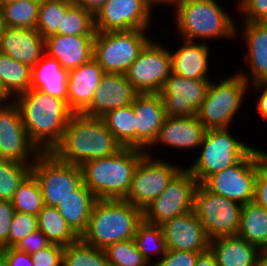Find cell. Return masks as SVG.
<instances>
[{
	"label": "cell",
	"instance_id": "f546056e",
	"mask_svg": "<svg viewBox=\"0 0 267 266\" xmlns=\"http://www.w3.org/2000/svg\"><path fill=\"white\" fill-rule=\"evenodd\" d=\"M237 235L261 251H267V210L254 201L244 204Z\"/></svg>",
	"mask_w": 267,
	"mask_h": 266
},
{
	"label": "cell",
	"instance_id": "e0dca14e",
	"mask_svg": "<svg viewBox=\"0 0 267 266\" xmlns=\"http://www.w3.org/2000/svg\"><path fill=\"white\" fill-rule=\"evenodd\" d=\"M152 13L145 0H107L94 16L95 31L150 30Z\"/></svg>",
	"mask_w": 267,
	"mask_h": 266
},
{
	"label": "cell",
	"instance_id": "9c48e42d",
	"mask_svg": "<svg viewBox=\"0 0 267 266\" xmlns=\"http://www.w3.org/2000/svg\"><path fill=\"white\" fill-rule=\"evenodd\" d=\"M31 173L47 206L57 207L83 183L81 167L61 161L52 152H41L31 165Z\"/></svg>",
	"mask_w": 267,
	"mask_h": 266
},
{
	"label": "cell",
	"instance_id": "2e32d148",
	"mask_svg": "<svg viewBox=\"0 0 267 266\" xmlns=\"http://www.w3.org/2000/svg\"><path fill=\"white\" fill-rule=\"evenodd\" d=\"M211 79H187L171 73L159 92L166 117L197 115Z\"/></svg>",
	"mask_w": 267,
	"mask_h": 266
},
{
	"label": "cell",
	"instance_id": "7402d4cb",
	"mask_svg": "<svg viewBox=\"0 0 267 266\" xmlns=\"http://www.w3.org/2000/svg\"><path fill=\"white\" fill-rule=\"evenodd\" d=\"M95 35L52 34L45 38V54L70 71L93 58Z\"/></svg>",
	"mask_w": 267,
	"mask_h": 266
},
{
	"label": "cell",
	"instance_id": "e575fe53",
	"mask_svg": "<svg viewBox=\"0 0 267 266\" xmlns=\"http://www.w3.org/2000/svg\"><path fill=\"white\" fill-rule=\"evenodd\" d=\"M134 241L150 265H154L151 257L155 258L154 256L161 254L162 258L166 254L167 247L161 225L142 221L137 227Z\"/></svg>",
	"mask_w": 267,
	"mask_h": 266
},
{
	"label": "cell",
	"instance_id": "ba28073f",
	"mask_svg": "<svg viewBox=\"0 0 267 266\" xmlns=\"http://www.w3.org/2000/svg\"><path fill=\"white\" fill-rule=\"evenodd\" d=\"M149 30L96 32L93 58L105 73L126 74L140 52L151 41Z\"/></svg>",
	"mask_w": 267,
	"mask_h": 266
},
{
	"label": "cell",
	"instance_id": "4316f807",
	"mask_svg": "<svg viewBox=\"0 0 267 266\" xmlns=\"http://www.w3.org/2000/svg\"><path fill=\"white\" fill-rule=\"evenodd\" d=\"M209 249L218 266H254L262 252L238 235L214 238L210 240Z\"/></svg>",
	"mask_w": 267,
	"mask_h": 266
},
{
	"label": "cell",
	"instance_id": "9f6ffc18",
	"mask_svg": "<svg viewBox=\"0 0 267 266\" xmlns=\"http://www.w3.org/2000/svg\"><path fill=\"white\" fill-rule=\"evenodd\" d=\"M254 266H267V251H262L257 256Z\"/></svg>",
	"mask_w": 267,
	"mask_h": 266
},
{
	"label": "cell",
	"instance_id": "52a82bcc",
	"mask_svg": "<svg viewBox=\"0 0 267 266\" xmlns=\"http://www.w3.org/2000/svg\"><path fill=\"white\" fill-rule=\"evenodd\" d=\"M211 81L206 97L197 111L199 121L206 129L229 128L240 112L250 84L238 73Z\"/></svg>",
	"mask_w": 267,
	"mask_h": 266
},
{
	"label": "cell",
	"instance_id": "bcb514c9",
	"mask_svg": "<svg viewBox=\"0 0 267 266\" xmlns=\"http://www.w3.org/2000/svg\"><path fill=\"white\" fill-rule=\"evenodd\" d=\"M63 250V246L50 243L46 248L31 254L30 257L34 266H62Z\"/></svg>",
	"mask_w": 267,
	"mask_h": 266
},
{
	"label": "cell",
	"instance_id": "8fae6325",
	"mask_svg": "<svg viewBox=\"0 0 267 266\" xmlns=\"http://www.w3.org/2000/svg\"><path fill=\"white\" fill-rule=\"evenodd\" d=\"M145 154L132 176L128 194L124 200L142 210L168 187L173 178L184 168L161 158Z\"/></svg>",
	"mask_w": 267,
	"mask_h": 266
},
{
	"label": "cell",
	"instance_id": "836d02e7",
	"mask_svg": "<svg viewBox=\"0 0 267 266\" xmlns=\"http://www.w3.org/2000/svg\"><path fill=\"white\" fill-rule=\"evenodd\" d=\"M41 0H18L0 3L4 25L13 28L35 29Z\"/></svg>",
	"mask_w": 267,
	"mask_h": 266
},
{
	"label": "cell",
	"instance_id": "9a60e30c",
	"mask_svg": "<svg viewBox=\"0 0 267 266\" xmlns=\"http://www.w3.org/2000/svg\"><path fill=\"white\" fill-rule=\"evenodd\" d=\"M40 153L28 137L17 104L12 100L0 106V159L31 166Z\"/></svg>",
	"mask_w": 267,
	"mask_h": 266
},
{
	"label": "cell",
	"instance_id": "ac0fdd59",
	"mask_svg": "<svg viewBox=\"0 0 267 266\" xmlns=\"http://www.w3.org/2000/svg\"><path fill=\"white\" fill-rule=\"evenodd\" d=\"M161 227L168 250L188 252L209 250L210 239L193 211L176 216L164 222Z\"/></svg>",
	"mask_w": 267,
	"mask_h": 266
},
{
	"label": "cell",
	"instance_id": "f1b7e54d",
	"mask_svg": "<svg viewBox=\"0 0 267 266\" xmlns=\"http://www.w3.org/2000/svg\"><path fill=\"white\" fill-rule=\"evenodd\" d=\"M96 200L94 194L82 183L57 206L67 224L79 237L87 228Z\"/></svg>",
	"mask_w": 267,
	"mask_h": 266
},
{
	"label": "cell",
	"instance_id": "db71d44e",
	"mask_svg": "<svg viewBox=\"0 0 267 266\" xmlns=\"http://www.w3.org/2000/svg\"><path fill=\"white\" fill-rule=\"evenodd\" d=\"M147 5L153 10L154 6H156L157 4L158 5H171V7H176L177 3L180 1V0H145Z\"/></svg>",
	"mask_w": 267,
	"mask_h": 266
},
{
	"label": "cell",
	"instance_id": "f6af8a7d",
	"mask_svg": "<svg viewBox=\"0 0 267 266\" xmlns=\"http://www.w3.org/2000/svg\"><path fill=\"white\" fill-rule=\"evenodd\" d=\"M203 252L168 250L162 258L154 259V266H195L198 256Z\"/></svg>",
	"mask_w": 267,
	"mask_h": 266
},
{
	"label": "cell",
	"instance_id": "8992f818",
	"mask_svg": "<svg viewBox=\"0 0 267 266\" xmlns=\"http://www.w3.org/2000/svg\"><path fill=\"white\" fill-rule=\"evenodd\" d=\"M229 128L207 129L197 159L185 167L199 184L209 176L233 166L254 147L235 138Z\"/></svg>",
	"mask_w": 267,
	"mask_h": 266
},
{
	"label": "cell",
	"instance_id": "91938a15",
	"mask_svg": "<svg viewBox=\"0 0 267 266\" xmlns=\"http://www.w3.org/2000/svg\"><path fill=\"white\" fill-rule=\"evenodd\" d=\"M12 1H18V0H0V3L12 2Z\"/></svg>",
	"mask_w": 267,
	"mask_h": 266
},
{
	"label": "cell",
	"instance_id": "603a6c76",
	"mask_svg": "<svg viewBox=\"0 0 267 266\" xmlns=\"http://www.w3.org/2000/svg\"><path fill=\"white\" fill-rule=\"evenodd\" d=\"M240 34L247 45L248 72L239 71L250 85L267 82V22L243 21ZM245 38V39H244Z\"/></svg>",
	"mask_w": 267,
	"mask_h": 266
},
{
	"label": "cell",
	"instance_id": "6f0895ef",
	"mask_svg": "<svg viewBox=\"0 0 267 266\" xmlns=\"http://www.w3.org/2000/svg\"><path fill=\"white\" fill-rule=\"evenodd\" d=\"M5 28V25H4V21H3V16H2V12L0 10V37L2 35V32H3V29Z\"/></svg>",
	"mask_w": 267,
	"mask_h": 266
},
{
	"label": "cell",
	"instance_id": "5bb4252c",
	"mask_svg": "<svg viewBox=\"0 0 267 266\" xmlns=\"http://www.w3.org/2000/svg\"><path fill=\"white\" fill-rule=\"evenodd\" d=\"M151 40L126 72L127 80L139 93H159L172 73L170 49Z\"/></svg>",
	"mask_w": 267,
	"mask_h": 266
},
{
	"label": "cell",
	"instance_id": "6da1fadb",
	"mask_svg": "<svg viewBox=\"0 0 267 266\" xmlns=\"http://www.w3.org/2000/svg\"><path fill=\"white\" fill-rule=\"evenodd\" d=\"M13 101L32 143L40 152H52L60 143L73 114L66 101L34 88L16 96Z\"/></svg>",
	"mask_w": 267,
	"mask_h": 266
},
{
	"label": "cell",
	"instance_id": "7bdbcfd3",
	"mask_svg": "<svg viewBox=\"0 0 267 266\" xmlns=\"http://www.w3.org/2000/svg\"><path fill=\"white\" fill-rule=\"evenodd\" d=\"M254 202L267 210V151L259 148Z\"/></svg>",
	"mask_w": 267,
	"mask_h": 266
},
{
	"label": "cell",
	"instance_id": "ee69618b",
	"mask_svg": "<svg viewBox=\"0 0 267 266\" xmlns=\"http://www.w3.org/2000/svg\"><path fill=\"white\" fill-rule=\"evenodd\" d=\"M237 9L242 21L267 22V0H239Z\"/></svg>",
	"mask_w": 267,
	"mask_h": 266
},
{
	"label": "cell",
	"instance_id": "484cf974",
	"mask_svg": "<svg viewBox=\"0 0 267 266\" xmlns=\"http://www.w3.org/2000/svg\"><path fill=\"white\" fill-rule=\"evenodd\" d=\"M181 46L170 51L172 73L187 79H210L209 60L210 47L208 43L183 40Z\"/></svg>",
	"mask_w": 267,
	"mask_h": 266
},
{
	"label": "cell",
	"instance_id": "30bf717a",
	"mask_svg": "<svg viewBox=\"0 0 267 266\" xmlns=\"http://www.w3.org/2000/svg\"><path fill=\"white\" fill-rule=\"evenodd\" d=\"M242 204L208 191L198 184L193 195L192 211L199 218L210 240L237 235Z\"/></svg>",
	"mask_w": 267,
	"mask_h": 266
},
{
	"label": "cell",
	"instance_id": "7a4b0ae2",
	"mask_svg": "<svg viewBox=\"0 0 267 266\" xmlns=\"http://www.w3.org/2000/svg\"><path fill=\"white\" fill-rule=\"evenodd\" d=\"M121 148L101 117L73 113L52 153L61 161L82 166L90 160L111 156Z\"/></svg>",
	"mask_w": 267,
	"mask_h": 266
},
{
	"label": "cell",
	"instance_id": "83f0119b",
	"mask_svg": "<svg viewBox=\"0 0 267 266\" xmlns=\"http://www.w3.org/2000/svg\"><path fill=\"white\" fill-rule=\"evenodd\" d=\"M69 71L62 68L58 60L44 54L32 68L31 88L61 98L67 103V81Z\"/></svg>",
	"mask_w": 267,
	"mask_h": 266
},
{
	"label": "cell",
	"instance_id": "c3c4849f",
	"mask_svg": "<svg viewBox=\"0 0 267 266\" xmlns=\"http://www.w3.org/2000/svg\"><path fill=\"white\" fill-rule=\"evenodd\" d=\"M14 214L11 201L0 200V249L8 247V236Z\"/></svg>",
	"mask_w": 267,
	"mask_h": 266
},
{
	"label": "cell",
	"instance_id": "7dc6e473",
	"mask_svg": "<svg viewBox=\"0 0 267 266\" xmlns=\"http://www.w3.org/2000/svg\"><path fill=\"white\" fill-rule=\"evenodd\" d=\"M49 244L50 242L46 236L40 230H36L15 243L12 248L31 255L40 249L46 248Z\"/></svg>",
	"mask_w": 267,
	"mask_h": 266
},
{
	"label": "cell",
	"instance_id": "f35d334b",
	"mask_svg": "<svg viewBox=\"0 0 267 266\" xmlns=\"http://www.w3.org/2000/svg\"><path fill=\"white\" fill-rule=\"evenodd\" d=\"M30 173L29 164L0 159V200L11 201L17 188Z\"/></svg>",
	"mask_w": 267,
	"mask_h": 266
},
{
	"label": "cell",
	"instance_id": "d590c367",
	"mask_svg": "<svg viewBox=\"0 0 267 266\" xmlns=\"http://www.w3.org/2000/svg\"><path fill=\"white\" fill-rule=\"evenodd\" d=\"M62 266H109L104 249L93 247L80 238L63 250Z\"/></svg>",
	"mask_w": 267,
	"mask_h": 266
},
{
	"label": "cell",
	"instance_id": "b9f144b4",
	"mask_svg": "<svg viewBox=\"0 0 267 266\" xmlns=\"http://www.w3.org/2000/svg\"><path fill=\"white\" fill-rule=\"evenodd\" d=\"M36 230H38L36 215L15 211L10 225L8 247H12L15 243Z\"/></svg>",
	"mask_w": 267,
	"mask_h": 266
},
{
	"label": "cell",
	"instance_id": "ab89813d",
	"mask_svg": "<svg viewBox=\"0 0 267 266\" xmlns=\"http://www.w3.org/2000/svg\"><path fill=\"white\" fill-rule=\"evenodd\" d=\"M56 34L95 35L94 16L81 6L71 4L62 17L61 26Z\"/></svg>",
	"mask_w": 267,
	"mask_h": 266
},
{
	"label": "cell",
	"instance_id": "44dd1931",
	"mask_svg": "<svg viewBox=\"0 0 267 266\" xmlns=\"http://www.w3.org/2000/svg\"><path fill=\"white\" fill-rule=\"evenodd\" d=\"M207 129L199 121L197 115L190 117H166L158 136L146 154L152 152L155 145H168L174 149H198L203 142ZM152 147V148H151Z\"/></svg>",
	"mask_w": 267,
	"mask_h": 266
},
{
	"label": "cell",
	"instance_id": "74e56055",
	"mask_svg": "<svg viewBox=\"0 0 267 266\" xmlns=\"http://www.w3.org/2000/svg\"><path fill=\"white\" fill-rule=\"evenodd\" d=\"M71 0H41L38 9L36 31L46 38L58 32Z\"/></svg>",
	"mask_w": 267,
	"mask_h": 266
},
{
	"label": "cell",
	"instance_id": "ffe728a7",
	"mask_svg": "<svg viewBox=\"0 0 267 266\" xmlns=\"http://www.w3.org/2000/svg\"><path fill=\"white\" fill-rule=\"evenodd\" d=\"M135 112V148L146 152L156 140L166 118L159 93L138 94L132 104Z\"/></svg>",
	"mask_w": 267,
	"mask_h": 266
},
{
	"label": "cell",
	"instance_id": "8d00e7d4",
	"mask_svg": "<svg viewBox=\"0 0 267 266\" xmlns=\"http://www.w3.org/2000/svg\"><path fill=\"white\" fill-rule=\"evenodd\" d=\"M11 203L15 211L36 216L43 209L44 202L41 188L32 173L17 188Z\"/></svg>",
	"mask_w": 267,
	"mask_h": 266
},
{
	"label": "cell",
	"instance_id": "4fadbf2b",
	"mask_svg": "<svg viewBox=\"0 0 267 266\" xmlns=\"http://www.w3.org/2000/svg\"><path fill=\"white\" fill-rule=\"evenodd\" d=\"M198 182L184 167L168 187L143 210V221L162 225L164 222L192 211L193 195Z\"/></svg>",
	"mask_w": 267,
	"mask_h": 266
},
{
	"label": "cell",
	"instance_id": "1f68e13d",
	"mask_svg": "<svg viewBox=\"0 0 267 266\" xmlns=\"http://www.w3.org/2000/svg\"><path fill=\"white\" fill-rule=\"evenodd\" d=\"M0 82L14 99L31 88L32 68L0 52Z\"/></svg>",
	"mask_w": 267,
	"mask_h": 266
},
{
	"label": "cell",
	"instance_id": "cb8c5ba5",
	"mask_svg": "<svg viewBox=\"0 0 267 266\" xmlns=\"http://www.w3.org/2000/svg\"><path fill=\"white\" fill-rule=\"evenodd\" d=\"M0 52L33 68L45 54V38L36 29L5 26Z\"/></svg>",
	"mask_w": 267,
	"mask_h": 266
},
{
	"label": "cell",
	"instance_id": "681fc988",
	"mask_svg": "<svg viewBox=\"0 0 267 266\" xmlns=\"http://www.w3.org/2000/svg\"><path fill=\"white\" fill-rule=\"evenodd\" d=\"M4 259L6 261V266H34L29 254L21 251H16L12 247L0 249Z\"/></svg>",
	"mask_w": 267,
	"mask_h": 266
},
{
	"label": "cell",
	"instance_id": "f5cc1de1",
	"mask_svg": "<svg viewBox=\"0 0 267 266\" xmlns=\"http://www.w3.org/2000/svg\"><path fill=\"white\" fill-rule=\"evenodd\" d=\"M195 266H218L214 254L209 250L198 256Z\"/></svg>",
	"mask_w": 267,
	"mask_h": 266
},
{
	"label": "cell",
	"instance_id": "816d5d0a",
	"mask_svg": "<svg viewBox=\"0 0 267 266\" xmlns=\"http://www.w3.org/2000/svg\"><path fill=\"white\" fill-rule=\"evenodd\" d=\"M72 4L81 6L93 16L103 7L107 0H71Z\"/></svg>",
	"mask_w": 267,
	"mask_h": 266
},
{
	"label": "cell",
	"instance_id": "d6a6232c",
	"mask_svg": "<svg viewBox=\"0 0 267 266\" xmlns=\"http://www.w3.org/2000/svg\"><path fill=\"white\" fill-rule=\"evenodd\" d=\"M101 118L122 147L135 148L136 118L132 104L110 110Z\"/></svg>",
	"mask_w": 267,
	"mask_h": 266
},
{
	"label": "cell",
	"instance_id": "5b68a950",
	"mask_svg": "<svg viewBox=\"0 0 267 266\" xmlns=\"http://www.w3.org/2000/svg\"><path fill=\"white\" fill-rule=\"evenodd\" d=\"M175 10V24L181 40L208 43L210 39L230 40L238 36L236 21L217 0H180Z\"/></svg>",
	"mask_w": 267,
	"mask_h": 266
},
{
	"label": "cell",
	"instance_id": "3957f363",
	"mask_svg": "<svg viewBox=\"0 0 267 266\" xmlns=\"http://www.w3.org/2000/svg\"><path fill=\"white\" fill-rule=\"evenodd\" d=\"M142 221V209L124 199H97L80 239L105 249L112 243L134 239Z\"/></svg>",
	"mask_w": 267,
	"mask_h": 266
},
{
	"label": "cell",
	"instance_id": "680465c9",
	"mask_svg": "<svg viewBox=\"0 0 267 266\" xmlns=\"http://www.w3.org/2000/svg\"><path fill=\"white\" fill-rule=\"evenodd\" d=\"M0 266H6V261L1 251H0Z\"/></svg>",
	"mask_w": 267,
	"mask_h": 266
},
{
	"label": "cell",
	"instance_id": "d6986e66",
	"mask_svg": "<svg viewBox=\"0 0 267 266\" xmlns=\"http://www.w3.org/2000/svg\"><path fill=\"white\" fill-rule=\"evenodd\" d=\"M138 94L125 74L105 73L94 92L91 104L82 114L102 117L110 110L133 104Z\"/></svg>",
	"mask_w": 267,
	"mask_h": 266
},
{
	"label": "cell",
	"instance_id": "4dcf8cb0",
	"mask_svg": "<svg viewBox=\"0 0 267 266\" xmlns=\"http://www.w3.org/2000/svg\"><path fill=\"white\" fill-rule=\"evenodd\" d=\"M38 230H40L51 244L63 247L76 242L80 237L67 224L57 207L44 205L37 215Z\"/></svg>",
	"mask_w": 267,
	"mask_h": 266
},
{
	"label": "cell",
	"instance_id": "11a10c76",
	"mask_svg": "<svg viewBox=\"0 0 267 266\" xmlns=\"http://www.w3.org/2000/svg\"><path fill=\"white\" fill-rule=\"evenodd\" d=\"M9 98V99H8ZM13 99L7 94L5 89L3 88L1 82H0V106L5 105L9 102H11ZM8 101V102H6ZM6 102V103H5Z\"/></svg>",
	"mask_w": 267,
	"mask_h": 266
},
{
	"label": "cell",
	"instance_id": "7c38bea8",
	"mask_svg": "<svg viewBox=\"0 0 267 266\" xmlns=\"http://www.w3.org/2000/svg\"><path fill=\"white\" fill-rule=\"evenodd\" d=\"M258 174V148L231 167L209 176L202 185L210 192L242 205L253 202Z\"/></svg>",
	"mask_w": 267,
	"mask_h": 266
},
{
	"label": "cell",
	"instance_id": "d4e9b609",
	"mask_svg": "<svg viewBox=\"0 0 267 266\" xmlns=\"http://www.w3.org/2000/svg\"><path fill=\"white\" fill-rule=\"evenodd\" d=\"M104 74L103 68L94 58L69 71L67 106L73 113H82L91 104Z\"/></svg>",
	"mask_w": 267,
	"mask_h": 266
},
{
	"label": "cell",
	"instance_id": "60d3db41",
	"mask_svg": "<svg viewBox=\"0 0 267 266\" xmlns=\"http://www.w3.org/2000/svg\"><path fill=\"white\" fill-rule=\"evenodd\" d=\"M104 251L109 266H150L134 239L112 243Z\"/></svg>",
	"mask_w": 267,
	"mask_h": 266
},
{
	"label": "cell",
	"instance_id": "f907efd6",
	"mask_svg": "<svg viewBox=\"0 0 267 266\" xmlns=\"http://www.w3.org/2000/svg\"><path fill=\"white\" fill-rule=\"evenodd\" d=\"M250 88L256 92L260 93L258 95V100L256 101L257 103V112L260 113L259 115L262 117V119H267V82H259L255 84H251L249 86Z\"/></svg>",
	"mask_w": 267,
	"mask_h": 266
},
{
	"label": "cell",
	"instance_id": "277c9868",
	"mask_svg": "<svg viewBox=\"0 0 267 266\" xmlns=\"http://www.w3.org/2000/svg\"><path fill=\"white\" fill-rule=\"evenodd\" d=\"M145 154L141 149L122 147L111 156L90 160L80 166L83 183L96 199H125L136 166Z\"/></svg>",
	"mask_w": 267,
	"mask_h": 266
}]
</instances>
